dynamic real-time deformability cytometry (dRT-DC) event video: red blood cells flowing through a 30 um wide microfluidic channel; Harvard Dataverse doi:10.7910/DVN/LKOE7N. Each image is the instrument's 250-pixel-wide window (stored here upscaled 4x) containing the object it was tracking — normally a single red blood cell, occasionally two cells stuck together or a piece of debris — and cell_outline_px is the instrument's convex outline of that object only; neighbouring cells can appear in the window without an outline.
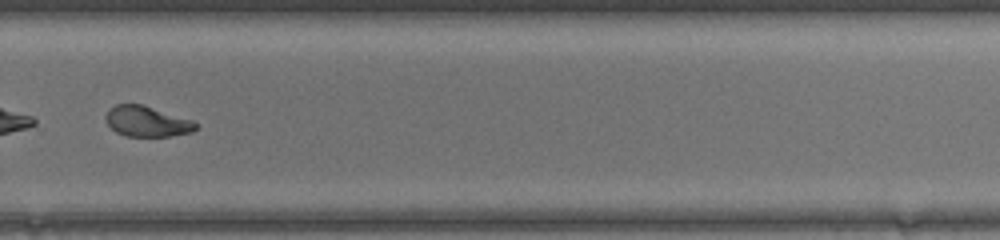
{"species": "common noctule bat (a hibernating species)", "species_latin": "Nyctalus noctula", "temperature_condition": "warm", "stored_images_in_passage": 48, "camera_frame_rate_fps": 3000, "um_per_image_px": 0.085, "animal": {"sex": "female", "body_mass_g": 17.0, "forearm_length_mm": 48.0}, "frame": {"image": 1, "passage_image": 35, "time_ms": 11.333, "image_size_px": [1000, 240], "cell_outline_px": [[196, 128], [192, 132], [168, 136], [128, 136], [116, 132], [104, 120], [104, 116], [108, 108], [116, 104], [140, 104], [192, 120], [196, 124]], "centroid_in_image_um": [12.42, 10.31], "position_along_channel_um": 317.4, "area_um2": 15.84}}